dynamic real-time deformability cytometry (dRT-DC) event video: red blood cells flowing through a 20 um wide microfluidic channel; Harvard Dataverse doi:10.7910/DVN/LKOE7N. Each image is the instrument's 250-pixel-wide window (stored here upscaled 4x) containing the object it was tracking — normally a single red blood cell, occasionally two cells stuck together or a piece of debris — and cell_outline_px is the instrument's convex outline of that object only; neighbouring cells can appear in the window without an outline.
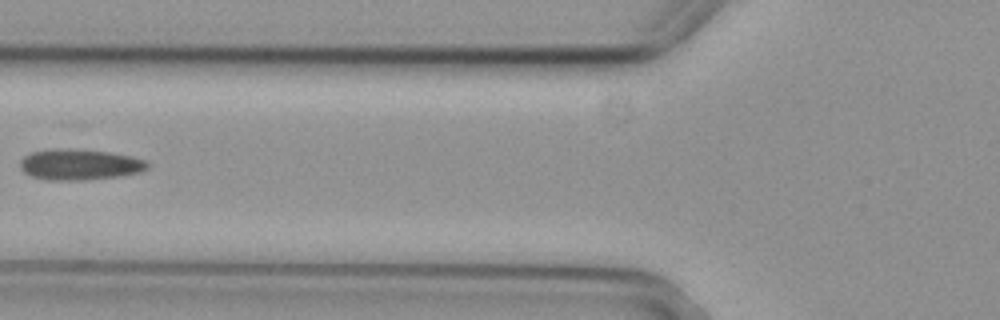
{"species": "common noctule bat (a hibernating species)", "species_latin": "Nyctalus noctula", "temperature_condition": "cold", "stored_images_in_passage": 4, "camera_frame_rate_fps": 3000, "um_per_image_px": 0.085, "animal": {"sex": "female", "body_mass_g": 29.2, "forearm_length_mm": 56.3}, "frame": {"image": 1, "passage_image": 3, "time_ms": 0.667, "image_size_px": [1000, 320], "cell_outline_px": [[148, 168], [140, 172], [120, 176], [84, 180], [44, 180], [32, 176], [24, 172], [20, 168], [20, 160], [24, 156], [32, 152], [52, 148], [68, 148], [108, 152], [132, 156], [148, 160]], "centroid_in_image_um": [6.76, 13.98], "position_along_channel_um": 119.0, "area_um2": 23.12}}
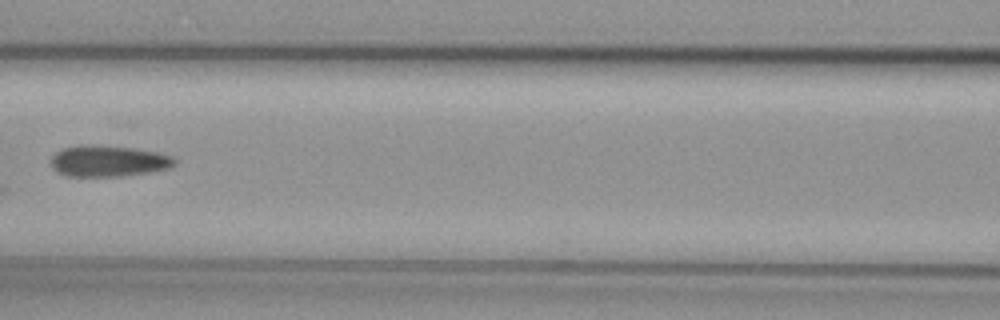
{"frame": {"image": 2, "passage_image": 4, "time_ms": 1.0, "image_size_px": [1000, 320], "cell_outline_px": [[176, 164], [168, 168], [152, 172], [120, 176], [68, 176], [56, 172], [52, 168], [48, 160], [56, 152], [64, 148], [80, 144], [92, 144], [132, 148], [160, 152], [172, 156], [176, 160]], "centroid_in_image_um": [9.18, 13.68], "position_along_channel_um": 157.4, "area_um2": 22.83}}